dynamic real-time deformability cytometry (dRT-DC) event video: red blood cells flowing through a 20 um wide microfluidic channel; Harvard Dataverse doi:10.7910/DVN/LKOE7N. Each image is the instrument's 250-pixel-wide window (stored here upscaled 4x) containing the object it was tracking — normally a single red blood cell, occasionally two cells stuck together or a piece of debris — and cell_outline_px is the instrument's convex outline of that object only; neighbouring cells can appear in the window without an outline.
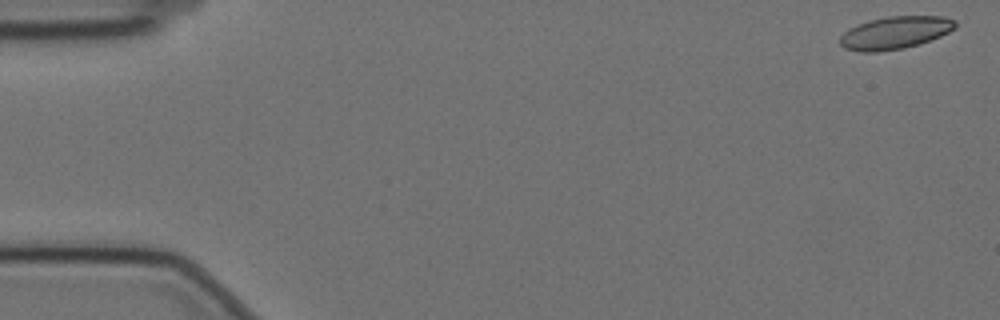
{"species": "Egyptian fruit bat (a non-hibernating species)", "species_latin": "Rousettus aegyptiacus", "temperature_condition": "cold", "stored_images_in_passage": 58, "camera_frame_rate_fps": 3000, "um_per_image_px": 0.085, "animal": {"sex": "female"}, "frame": {"image": 1, "passage_image": 2, "time_ms": 0.333, "image_size_px": [1000, 320], "cell_outline_px": [[956, 28], [940, 36], [904, 48], [876, 52], [860, 52], [844, 48], [840, 44], [840, 36], [848, 28], [856, 24], [868, 20], [888, 16], [944, 16], [956, 20]], "centroid_in_image_um": [76.05, 2.77], "position_along_channel_um": 9.0, "area_um2": 21.96}}
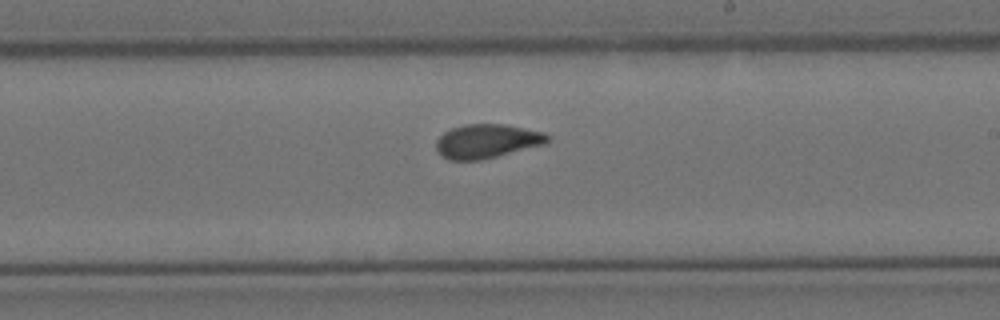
{"frame": {"image": 2, "passage_image": 34, "time_ms": 11.0, "image_size_px": [1000, 320], "cell_outline_px": [[548, 140], [544, 144], [480, 160], [448, 160], [436, 148], [436, 140], [444, 132], [452, 128], [464, 124], [504, 124], [544, 132], [548, 136]], "centroid_in_image_um": [41.36, 11.99], "position_along_channel_um": 247.6, "area_um2": 21.73}}
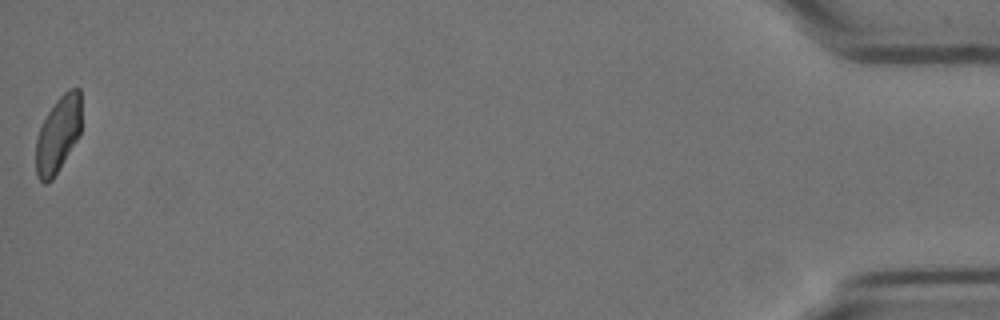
{"frame": {"image": 3, "passage_image": 58, "time_ms": 19.0, "image_size_px": [1000, 320], "cell_outline_px": [[80, 136], [52, 180], [44, 184], [36, 176], [36, 140], [40, 128], [48, 112], [56, 100], [68, 88], [80, 88]], "centroid_in_image_um": [4.94, 11.44], "position_along_channel_um": 430.3, "area_um2": 20.17}, "authors_computed_cell_mechanics": {"area_um2": 21.964, "velocity_mm_per_s": 3.5015, "shape_relaxation_time_tau1_ms": null, "shape_relaxation_time_tau2_ms": 1.4512, "deformation_change_tau1": null, "deformation_change_tau2": 0.0629}}